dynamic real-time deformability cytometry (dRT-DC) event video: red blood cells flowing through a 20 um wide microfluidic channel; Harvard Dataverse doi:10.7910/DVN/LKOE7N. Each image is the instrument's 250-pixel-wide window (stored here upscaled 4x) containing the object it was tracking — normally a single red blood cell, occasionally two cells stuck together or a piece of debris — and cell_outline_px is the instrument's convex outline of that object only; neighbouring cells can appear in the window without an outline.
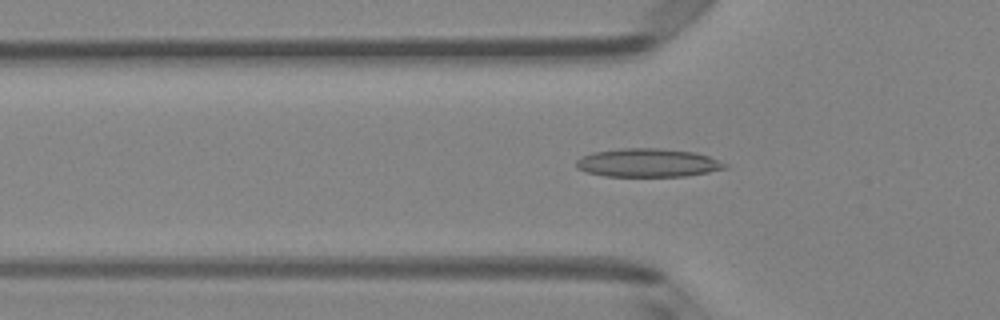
{"species": "Egyptian fruit bat (a non-hibernating species)", "species_latin": "Rousettus aegyptiacus", "temperature_condition": "room temperature", "stored_images_in_passage": 36, "camera_frame_rate_fps": 3000, "um_per_image_px": 0.085, "animal": {"sex": "female"}, "frame": {"image": 1, "passage_image": 3, "time_ms": 0.667, "image_size_px": [1000, 320], "cell_outline_px": [[728, 168], [708, 172], [684, 176], [604, 176], [588, 172], [576, 168], [576, 160], [580, 156], [592, 152], [620, 148], [656, 148], [696, 152], [708, 156], [728, 164]], "centroid_in_image_um": [55.05, 13.83], "position_along_channel_um": 70.8, "area_um2": 24.74}}
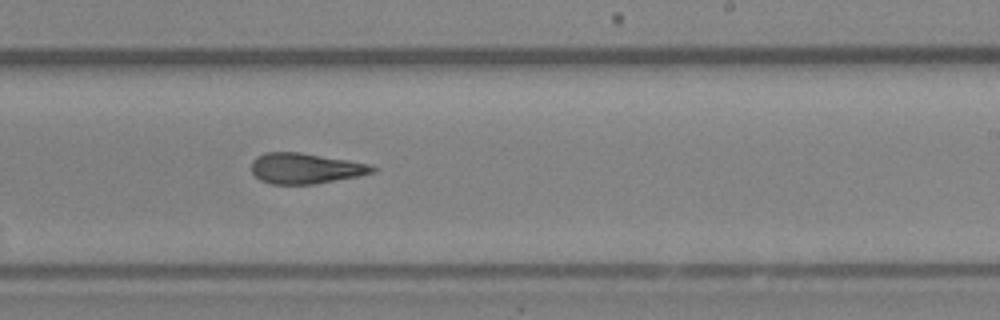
{"frame": {"image": 2, "passage_image": 17, "time_ms": 5.333, "image_size_px": [1000, 320], "cell_outline_px": [[376, 172], [360, 176], [312, 184], [272, 184], [260, 180], [252, 172], [252, 160], [256, 156], [264, 152], [300, 152], [348, 160], [368, 164], [376, 168]], "centroid_in_image_um": [25.95, 14.31], "position_along_channel_um": 263.1, "area_um2": 21.56}}
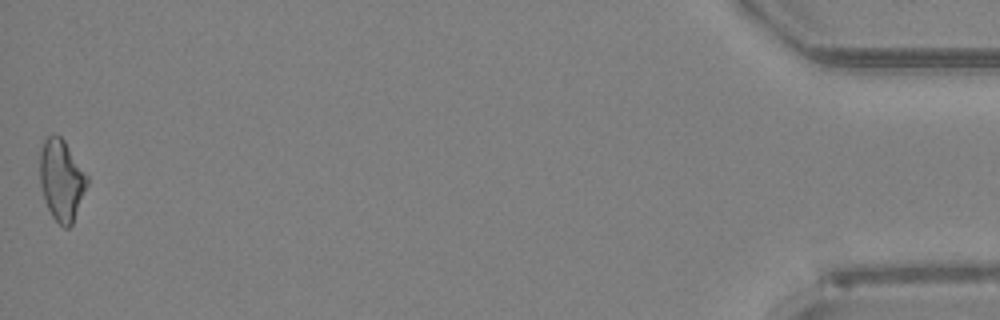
{"frame": {"image": 3, "passage_image": 36, "time_ms": 11.667, "image_size_px": [1000, 320], "cell_outline_px": [[88, 184], [72, 224], [68, 228], [64, 228], [52, 216], [48, 208], [40, 184], [40, 152], [44, 140], [48, 136], [60, 136], [64, 140], [88, 176]], "centroid_in_image_um": [5.24, 15.31], "position_along_channel_um": 430.0, "area_um2": 22.02}, "authors_computed_cell_mechanics": {"area_um2": 21.8773, "velocity_mm_per_s": 4.1271, "shape_relaxation_time_tau1_ms": null, "shape_relaxation_time_tau2_ms": 1.8721, "deformation_change_tau1": null, "deformation_change_tau2": 0.113}}